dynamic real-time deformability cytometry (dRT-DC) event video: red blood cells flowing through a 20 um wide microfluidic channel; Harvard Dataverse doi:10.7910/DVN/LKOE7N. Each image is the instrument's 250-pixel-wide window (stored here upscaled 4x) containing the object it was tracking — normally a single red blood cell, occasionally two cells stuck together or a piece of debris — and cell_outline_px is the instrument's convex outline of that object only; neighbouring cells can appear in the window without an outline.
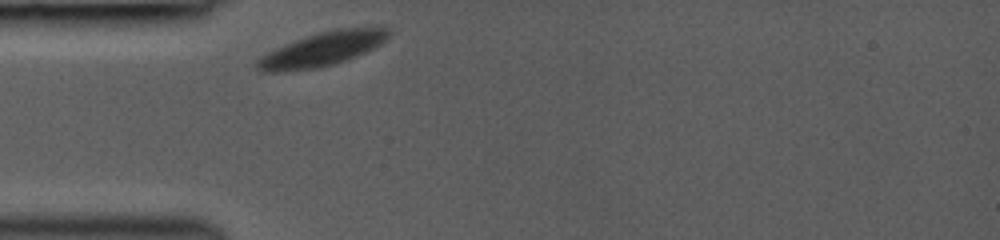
{"species": "common noctule bat (a hibernating species)", "species_latin": "Nyctalus noctula", "temperature_condition": "room temperature", "stored_images_in_passage": 1, "camera_frame_rate_fps": 3000, "um_per_image_px": 0.085, "animal": {"sex": "female", "body_mass_g": 19.0, "forearm_length_mm": 53.3}, "frame": {"image": 1, "passage_image": 1, "time_ms": 0.0, "image_size_px": [1000, 240], "cell_outline_px": [[392, 32], [380, 44], [356, 56], [320, 68], [276, 72], [264, 72], [256, 68], [256, 60], [268, 52], [276, 48], [316, 32], [340, 28], [384, 24]], "centroid_in_image_um": [27.46, 4.13], "position_along_channel_um": 57.5, "area_um2": 26.24}}